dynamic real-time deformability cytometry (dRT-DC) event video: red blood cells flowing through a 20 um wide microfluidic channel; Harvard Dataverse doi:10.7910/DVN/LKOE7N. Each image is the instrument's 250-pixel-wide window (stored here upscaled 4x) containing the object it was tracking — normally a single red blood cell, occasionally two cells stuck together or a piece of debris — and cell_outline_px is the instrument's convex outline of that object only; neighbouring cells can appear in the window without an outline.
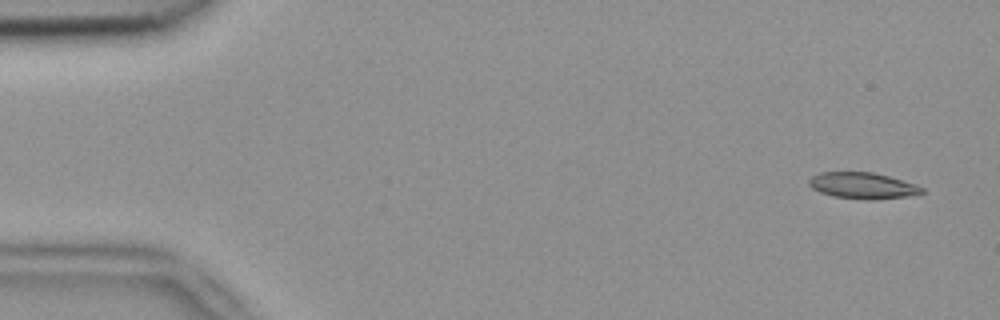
{"species": "common noctule bat (a hibernating species)", "species_latin": "Nyctalus noctula", "temperature_condition": "room temperature", "stored_images_in_passage": 8, "camera_frame_rate_fps": 3000, "um_per_image_px": 0.085, "animal": {"sex": "female", "body_mass_g": 18.4}, "frame": {"image": 1, "passage_image": 1, "time_ms": 0.0, "image_size_px": [1000, 320], "cell_outline_px": [[924, 192], [908, 196], [872, 200], [868, 200], [832, 196], [820, 192], [812, 188], [808, 184], [808, 180], [812, 176], [820, 172], [872, 172], [888, 176], [916, 184], [924, 188]], "centroid_in_image_um": [73.31, 15.78], "position_along_channel_um": 11.7, "area_um2": 17.28}}
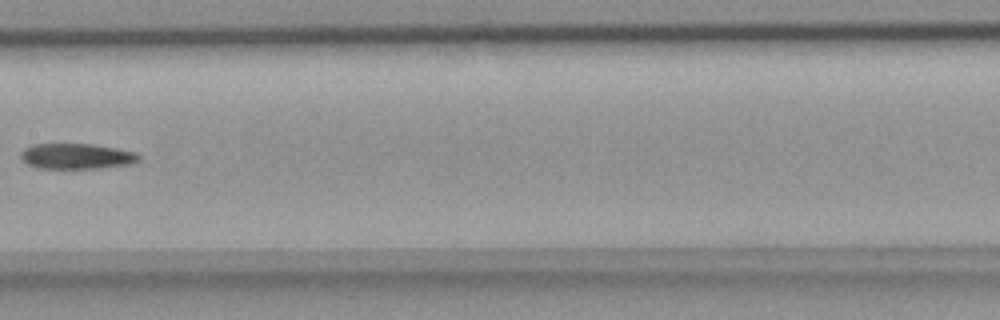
{"frame": {"image": 2, "passage_image": 8, "time_ms": 2.333, "image_size_px": [1000, 320], "cell_outline_px": [[140, 160], [132, 164], [100, 168], [36, 168], [20, 160], [20, 152], [24, 148], [32, 144], [92, 144], [136, 152], [140, 156]], "centroid_in_image_um": [6.48, 13.28], "position_along_channel_um": 200.9, "area_um2": 17.69}}